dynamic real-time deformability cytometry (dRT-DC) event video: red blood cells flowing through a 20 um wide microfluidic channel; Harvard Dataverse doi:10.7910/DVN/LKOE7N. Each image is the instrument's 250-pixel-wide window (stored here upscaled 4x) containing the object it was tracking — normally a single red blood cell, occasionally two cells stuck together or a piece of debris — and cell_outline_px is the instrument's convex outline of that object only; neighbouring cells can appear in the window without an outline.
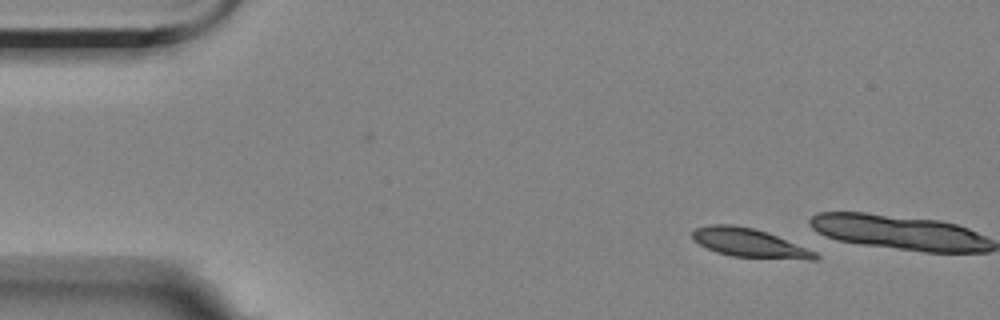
{"species": "Egyptian fruit bat (a non-hibernating species)", "species_latin": "Rousettus aegyptiacus", "temperature_condition": "room temperature", "stored_images_in_passage": 4, "camera_frame_rate_fps": 3000, "um_per_image_px": 0.085, "animal": {"sex": "female"}, "frame": {"image": 1, "passage_image": 1, "time_ms": 0.0, "image_size_px": [1000, 320], "cell_outline_px": [[820, 256], [816, 260], [808, 260], [732, 256], [716, 252], [692, 240], [692, 232], [696, 228], [712, 224], [732, 224], [756, 228], [768, 232], [816, 252]], "centroid_in_image_um": [63.7, 20.64], "position_along_channel_um": 21.3, "area_um2": 20.63}}